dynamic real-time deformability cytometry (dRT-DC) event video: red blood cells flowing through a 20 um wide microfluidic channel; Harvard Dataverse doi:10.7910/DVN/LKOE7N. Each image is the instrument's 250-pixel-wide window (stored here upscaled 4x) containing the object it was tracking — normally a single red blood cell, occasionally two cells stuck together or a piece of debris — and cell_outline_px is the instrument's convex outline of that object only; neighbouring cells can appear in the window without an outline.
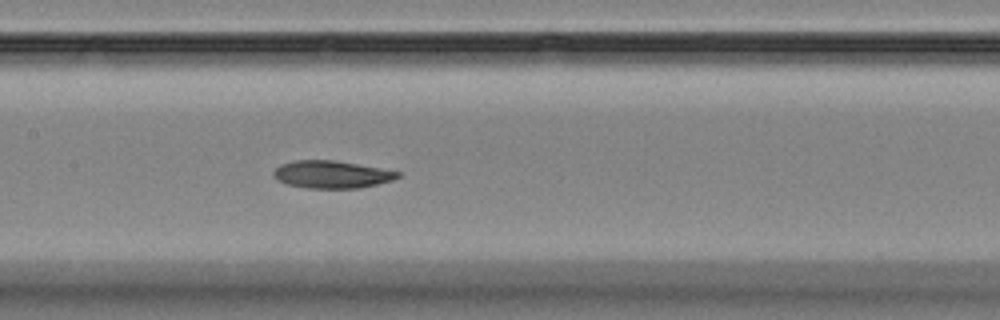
{"species": "Egyptian fruit bat (a non-hibernating species)", "species_latin": "Rousettus aegyptiacus", "temperature_condition": "room temperature", "stored_images_in_passage": 7, "camera_frame_rate_fps": 3000, "um_per_image_px": 0.085, "animal": {"sex": "female"}, "frame": {"image": 1, "passage_image": 7, "time_ms": 6.667, "image_size_px": [1000, 320], "cell_outline_px": [[400, 176], [392, 180], [376, 184], [356, 188], [308, 188], [288, 184], [276, 180], [272, 176], [272, 172], [280, 164], [296, 160], [332, 160], [356, 164], [400, 172]], "centroid_in_image_um": [28.12, 14.82], "position_along_channel_um": 179.3, "area_um2": 19.65}}